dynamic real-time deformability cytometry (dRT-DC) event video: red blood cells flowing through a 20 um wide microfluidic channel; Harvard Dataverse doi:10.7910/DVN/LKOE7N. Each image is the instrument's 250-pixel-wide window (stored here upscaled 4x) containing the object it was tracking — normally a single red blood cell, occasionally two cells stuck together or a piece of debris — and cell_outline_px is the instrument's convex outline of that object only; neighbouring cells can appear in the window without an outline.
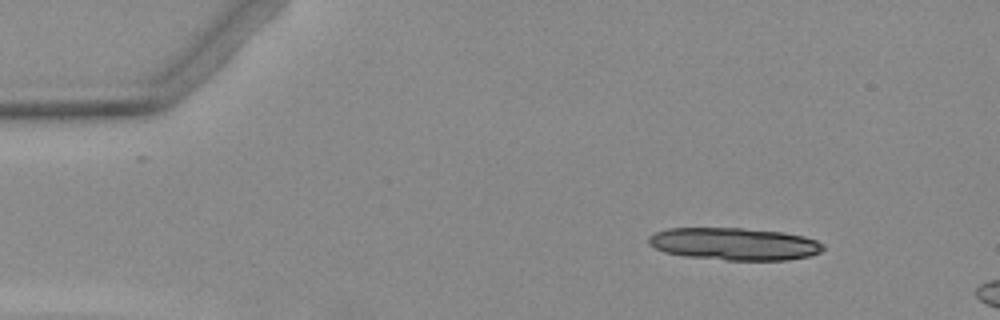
{"species": "Egyptian fruit bat (a non-hibernating species)", "species_latin": "Rousettus aegyptiacus", "temperature_condition": "warm", "stored_images_in_passage": 4, "camera_frame_rate_fps": 3000, "um_per_image_px": 0.085, "animal": {"sex": "female"}, "frame": {"image": 1, "passage_image": 2, "time_ms": 1.0, "image_size_px": [1000, 320], "cell_outline_px": [[824, 248], [820, 252], [808, 256], [788, 260], [724, 260], [684, 256], [664, 252], [648, 244], [648, 236], [656, 232], [668, 228], [740, 228], [784, 232], [804, 236], [816, 240], [824, 244]], "centroid_in_image_um": [62.41, 20.73], "position_along_channel_um": 22.6, "area_um2": 33.06}}